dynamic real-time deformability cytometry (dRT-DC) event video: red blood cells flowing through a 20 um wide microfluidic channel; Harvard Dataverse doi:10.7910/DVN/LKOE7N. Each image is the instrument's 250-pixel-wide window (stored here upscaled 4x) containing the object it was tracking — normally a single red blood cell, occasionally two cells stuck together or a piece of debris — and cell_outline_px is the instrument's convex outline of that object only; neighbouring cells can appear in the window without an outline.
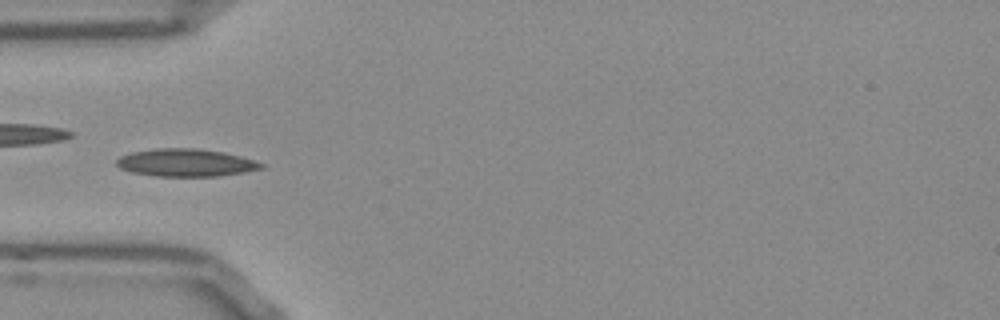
{"species": "Egyptian fruit bat (a non-hibernating species)", "species_latin": "Rousettus aegyptiacus", "temperature_condition": "room temperature", "stored_images_in_passage": 26, "camera_frame_rate_fps": 3000, "um_per_image_px": 0.085, "frame": {"image": 1, "passage_image": 1, "time_ms": 0.0, "image_size_px": [1000, 320], "cell_outline_px": [[264, 168], [244, 172], [216, 176], [156, 176], [132, 172], [120, 168], [116, 164], [116, 160], [120, 156], [132, 152], [156, 148], [196, 148], [224, 152], [240, 156], [264, 164]], "centroid_in_image_um": [15.77, 13.82], "position_along_channel_um": 69.2, "area_um2": 23.18}, "authors_computed_cell_mechanics": {"area_um2": 20.8947, "velocity_mm_per_s": 3.8229, "shape_relaxation_time_tau1_ms": null, "shape_relaxation_time_tau2_ms": 2.9925, "deformation_change_tau1": null, "deformation_change_tau2": 0.066}}